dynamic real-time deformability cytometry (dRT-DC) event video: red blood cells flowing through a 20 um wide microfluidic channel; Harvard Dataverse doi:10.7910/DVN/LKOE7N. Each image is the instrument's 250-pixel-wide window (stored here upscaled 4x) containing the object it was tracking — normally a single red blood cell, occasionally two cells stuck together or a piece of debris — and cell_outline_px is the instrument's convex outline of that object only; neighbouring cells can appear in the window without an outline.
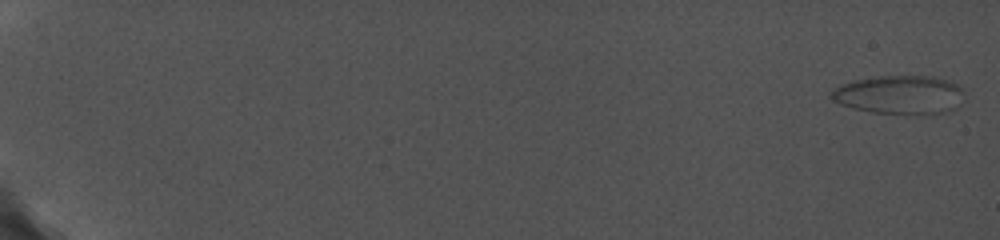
{"species": "common noctule bat (a hibernating species)", "species_latin": "Nyctalus noctula", "temperature_condition": "cold", "stored_images_in_passage": 14, "camera_frame_rate_fps": 5000, "um_per_image_px": 0.085, "animal": {"sex": "female", "body_mass_g": 19.0, "forearm_length_mm": 56.7}, "frame": {"image": 1, "passage_image": 1, "time_ms": 0.0, "image_size_px": [1000, 240], "cell_outline_px": [[964, 100], [956, 108], [948, 112], [872, 112], [852, 108], [840, 104], [832, 100], [828, 96], [840, 84], [856, 80], [880, 76], [932, 76], [956, 84], [964, 88]], "centroid_in_image_um": [76.48, 8.03], "position_along_channel_um": 8.5, "area_um2": 29.48}}
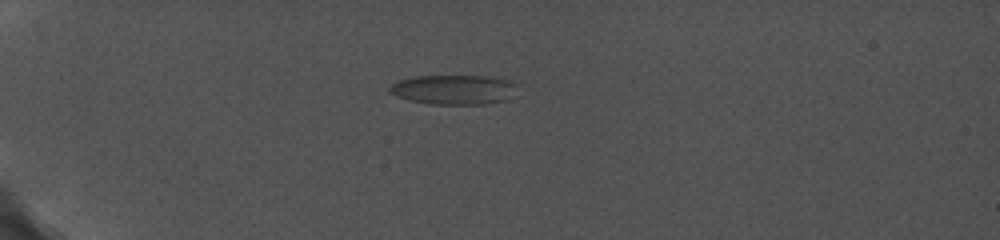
{"frame": {"image": 2, "passage_image": 9, "time_ms": 6.4, "image_size_px": [1000, 240], "cell_outline_px": [[516, 84], [504, 100], [484, 104], [428, 104], [408, 100], [396, 96], [388, 92], [388, 88], [396, 80], [416, 76], [488, 76], [512, 80]], "centroid_in_image_um": [38.46, 7.61], "position_along_channel_um": 46.5, "area_um2": 21.91}}
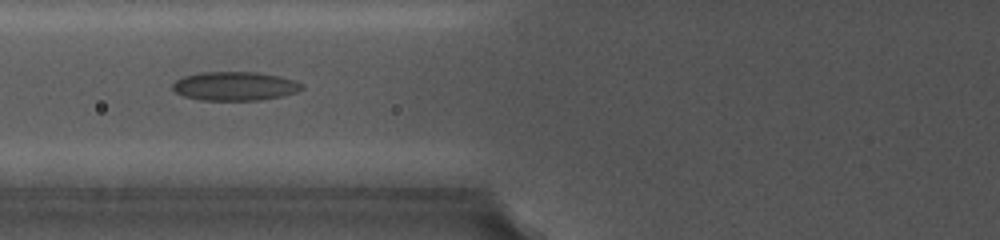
{"frame": {"image": 3, "passage_image": 13, "time_ms": 9.6, "image_size_px": [1000, 240], "cell_outline_px": [[304, 88], [296, 92], [280, 96], [260, 100], [200, 100], [184, 96], [176, 92], [172, 88], [172, 84], [176, 80], [184, 76], [204, 72], [256, 72], [280, 76], [296, 80], [304, 84]], "centroid_in_image_um": [19.99, 7.32], "position_along_channel_um": 105.8, "area_um2": 21.73}}